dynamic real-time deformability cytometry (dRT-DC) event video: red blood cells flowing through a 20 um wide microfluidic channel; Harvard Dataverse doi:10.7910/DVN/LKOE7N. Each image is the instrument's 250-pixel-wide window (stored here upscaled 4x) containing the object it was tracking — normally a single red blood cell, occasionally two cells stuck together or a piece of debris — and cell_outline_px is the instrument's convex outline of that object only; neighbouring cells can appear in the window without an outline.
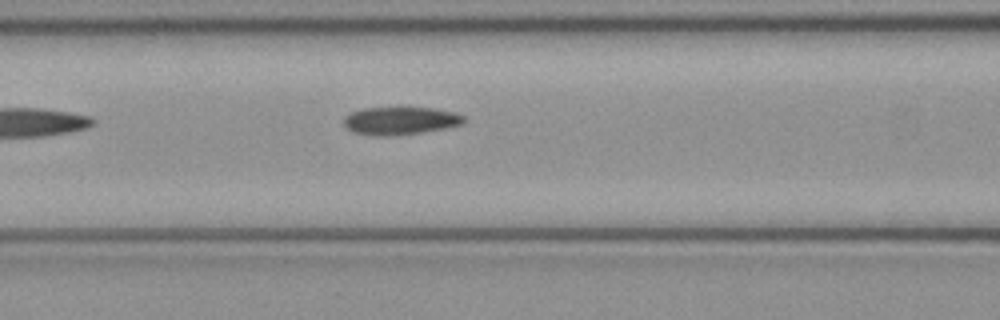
{"species": "common noctule bat (a hibernating species)", "species_latin": "Nyctalus noctula", "temperature_condition": "cold", "stored_images_in_passage": 4, "camera_frame_rate_fps": 3000, "um_per_image_px": 0.085, "animal": {"sex": "female", "body_mass_g": 21.9}, "frame": {"image": 1, "passage_image": 4, "time_ms": 1.0, "image_size_px": [1000, 320], "cell_outline_px": [[464, 124], [444, 128], [420, 132], [388, 136], [372, 136], [352, 132], [344, 124], [344, 116], [360, 108], [400, 104], [432, 108], [452, 112], [464, 116]], "centroid_in_image_um": [33.97, 10.2], "position_along_channel_um": 132.6, "area_um2": 20.35}}